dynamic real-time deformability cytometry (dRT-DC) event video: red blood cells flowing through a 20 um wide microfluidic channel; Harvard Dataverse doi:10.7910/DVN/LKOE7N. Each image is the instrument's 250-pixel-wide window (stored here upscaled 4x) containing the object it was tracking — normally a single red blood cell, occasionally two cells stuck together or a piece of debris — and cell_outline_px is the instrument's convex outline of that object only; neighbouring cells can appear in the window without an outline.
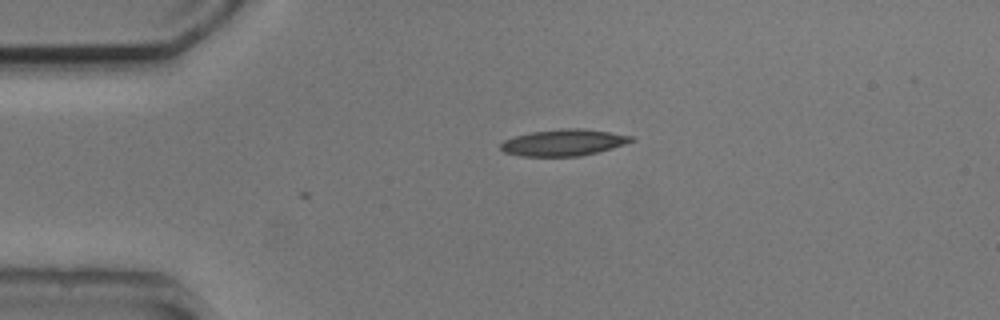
{"species": "common noctule bat (a hibernating species)", "species_latin": "Nyctalus noctula", "temperature_condition": "cold", "stored_images_in_passage": 4, "camera_frame_rate_fps": 3000, "um_per_image_px": 0.085, "animal": {"sex": "male", "body_mass_g": 20.5, "forearm_length_mm": 52.5}, "frame": {"image": 1, "passage_image": 1, "time_ms": 0.0, "image_size_px": [1000, 320], "cell_outline_px": [[636, 140], [612, 148], [580, 156], [520, 156], [504, 152], [500, 148], [500, 144], [504, 140], [516, 136], [532, 132], [560, 128], [584, 128], [632, 136]], "centroid_in_image_um": [47.89, 12.11], "position_along_channel_um": 37.1, "area_um2": 20.06}}